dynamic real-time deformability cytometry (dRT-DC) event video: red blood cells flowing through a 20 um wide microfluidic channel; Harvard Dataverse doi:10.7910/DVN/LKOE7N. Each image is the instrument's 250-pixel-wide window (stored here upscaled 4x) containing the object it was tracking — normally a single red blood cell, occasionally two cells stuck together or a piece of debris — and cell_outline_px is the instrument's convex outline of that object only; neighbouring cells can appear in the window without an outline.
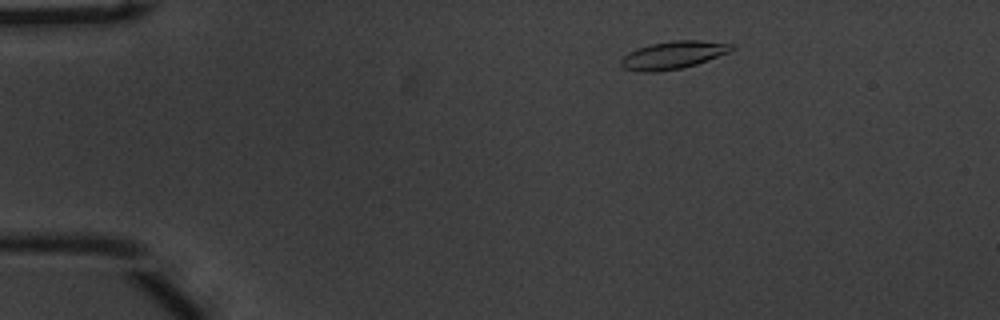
{"species": "common noctule bat (a hibernating species)", "species_latin": "Nyctalus noctula", "temperature_condition": "warm", "stored_images_in_passage": 51, "camera_frame_rate_fps": 3000, "um_per_image_px": 0.085, "animal": {"sex": "male", "body_mass_g": 20.1, "forearm_length_mm": 53.5}, "frame": {"image": 1, "passage_image": 6, "time_ms": 1.667, "image_size_px": [1000, 320], "cell_outline_px": [[736, 48], [728, 52], [708, 60], [696, 64], [680, 68], [656, 72], [640, 72], [624, 68], [620, 64], [620, 60], [628, 52], [652, 44], [672, 40], [700, 40], [736, 44]], "centroid_in_image_um": [57.24, 4.67], "position_along_channel_um": 27.8, "area_um2": 17.8}}
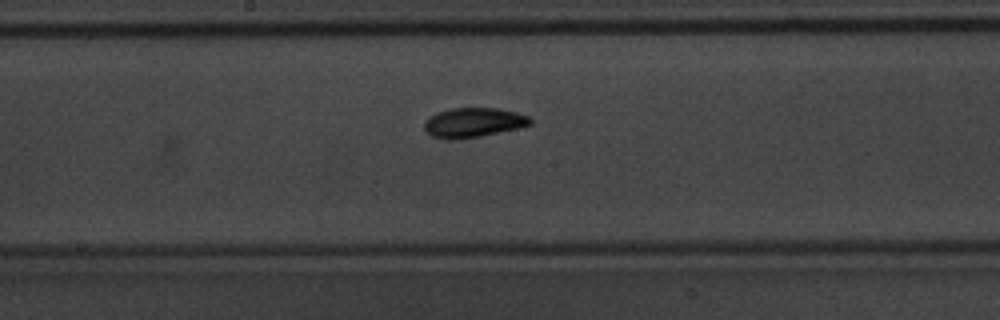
{"frame": {"image": 2, "passage_image": 26, "time_ms": 8.333, "image_size_px": [1000, 320], "cell_outline_px": [[532, 124], [516, 128], [480, 136], [456, 140], [444, 140], [432, 136], [424, 128], [424, 120], [436, 112], [448, 108], [496, 108], [516, 112], [528, 116], [532, 120]], "centroid_in_image_um": [40.18, 10.41], "position_along_channel_um": 208.0, "area_um2": 18.32}}
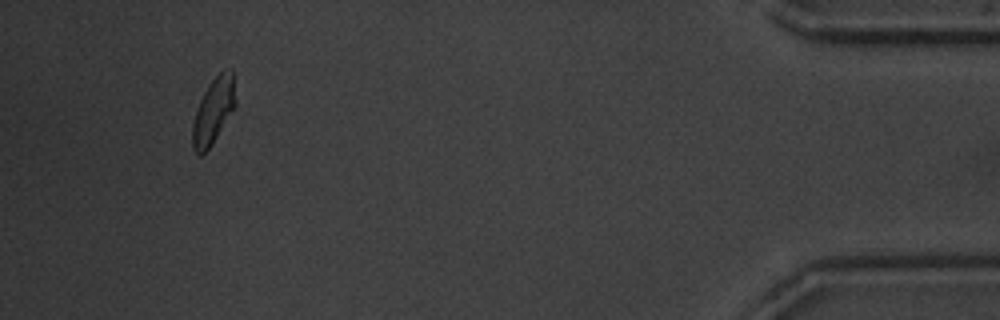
{"frame": {"image": 3, "passage_image": 48, "time_ms": 15.667, "image_size_px": [1000, 320], "cell_outline_px": [[236, 104], [212, 144], [200, 156], [192, 148], [192, 124], [200, 100], [208, 84], [224, 68], [232, 68], [236, 100]], "centroid_in_image_um": [18.14, 9.39], "position_along_channel_um": 417.1, "area_um2": 16.36}, "authors_computed_cell_mechanics": {"area_um2": 17.2822, "velocity_mm_per_s": 3.7328, "shape_relaxation_time_tau1_ms": 2.2304, "shape_relaxation_time_tau2_ms": 3.3857, "deformation_change_tau1": 0.1613, "deformation_change_tau2": 0.0876}}